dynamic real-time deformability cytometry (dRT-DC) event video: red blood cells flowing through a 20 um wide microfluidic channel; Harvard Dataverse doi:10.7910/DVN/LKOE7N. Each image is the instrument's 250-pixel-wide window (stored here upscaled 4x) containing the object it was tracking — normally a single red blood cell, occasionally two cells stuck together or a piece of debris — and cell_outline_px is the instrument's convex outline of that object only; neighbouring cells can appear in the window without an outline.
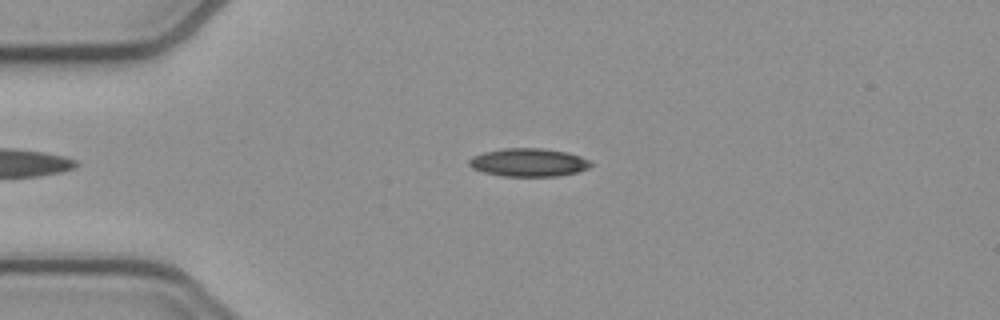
{"species": "common noctule bat (a hibernating species)", "species_latin": "Nyctalus noctula", "temperature_condition": "cold", "stored_images_in_passage": 48, "camera_frame_rate_fps": 3000, "um_per_image_px": 0.085, "animal": {"sex": "female", "body_mass_g": 21.9}, "frame": {"image": 1, "passage_image": 12, "time_ms": 3.667, "image_size_px": [1000, 320], "cell_outline_px": [[592, 164], [588, 168], [576, 172], [556, 176], [500, 176], [484, 172], [472, 168], [468, 164], [468, 160], [472, 156], [484, 152], [504, 148], [544, 148], [568, 152], [580, 156], [588, 160]], "centroid_in_image_um": [44.9, 13.8], "position_along_channel_um": 40.1, "area_um2": 20.0}}
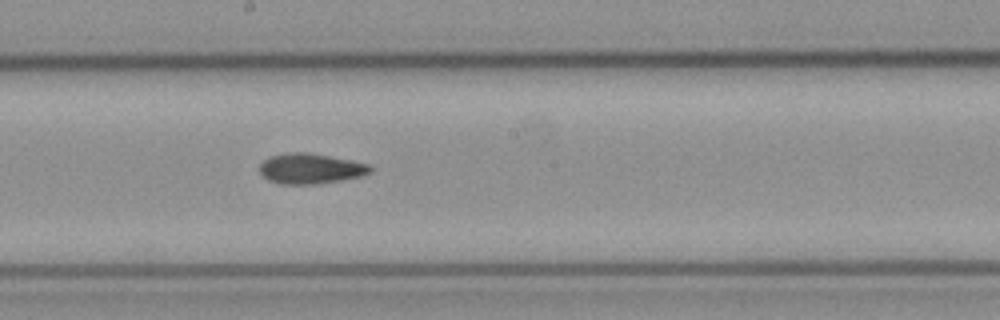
{"frame": {"image": 2, "passage_image": 28, "time_ms": 9.0, "image_size_px": [1000, 320], "cell_outline_px": [[372, 172], [360, 176], [340, 180], [316, 184], [280, 184], [268, 180], [260, 172], [260, 164], [268, 156], [288, 152], [304, 152], [328, 156], [368, 164], [372, 168]], "centroid_in_image_um": [26.35, 14.33], "position_along_channel_um": 221.9, "area_um2": 19.36}}
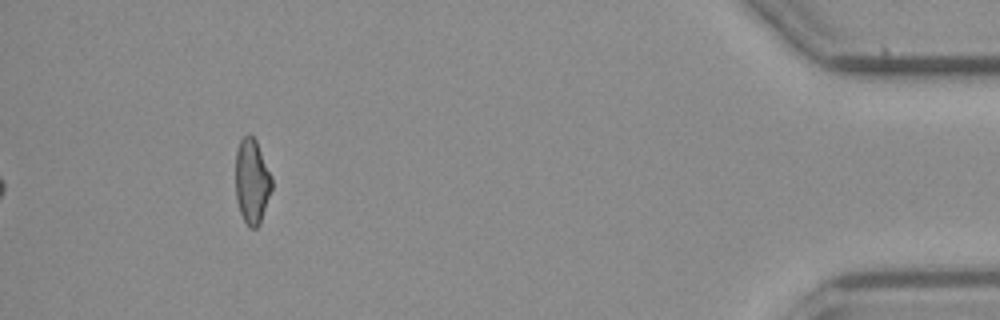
{"frame": {"image": 3, "passage_image": 48, "time_ms": 15.667, "image_size_px": [1000, 320], "cell_outline_px": [[272, 188], [260, 224], [256, 228], [248, 228], [240, 212], [236, 200], [236, 152], [240, 140], [248, 132], [256, 140], [272, 176]], "centroid_in_image_um": [21.42, 15.42], "position_along_channel_um": 413.8, "area_um2": 18.03}, "authors_computed_cell_mechanics": {"area_um2": 19.1896, "velocity_mm_per_s": 3.8998, "shape_relaxation_time_tau1_ms": null, "shape_relaxation_time_tau2_ms": 7.0628, "deformation_change_tau1": null, "deformation_change_tau2": 0.1516}}